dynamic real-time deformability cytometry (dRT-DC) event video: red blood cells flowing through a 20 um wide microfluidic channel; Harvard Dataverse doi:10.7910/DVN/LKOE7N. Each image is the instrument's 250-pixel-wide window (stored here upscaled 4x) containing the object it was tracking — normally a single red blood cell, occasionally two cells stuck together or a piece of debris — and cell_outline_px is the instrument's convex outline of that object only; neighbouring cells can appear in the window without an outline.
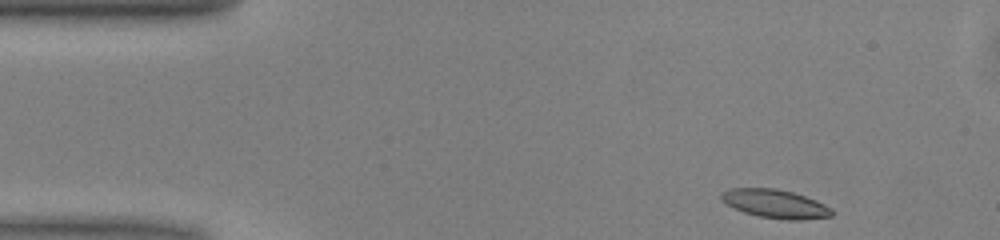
{"species": "common noctule bat (a hibernating species)", "species_latin": "Nyctalus noctula", "temperature_condition": "warm", "stored_images_in_passage": 46, "camera_frame_rate_fps": 3000, "um_per_image_px": 0.085, "animal": {"sex": "male", "body_mass_g": 13.0, "forearm_length_mm": 53.1}, "frame": {"image": 1, "passage_image": 1, "time_ms": 0.0, "image_size_px": [1000, 240], "cell_outline_px": [[832, 216], [804, 220], [784, 220], [760, 216], [744, 212], [720, 200], [720, 192], [728, 188], [776, 188], [792, 192], [816, 200], [832, 208]], "centroid_in_image_um": [65.89, 17.32], "position_along_channel_um": 19.1, "area_um2": 18.44}}
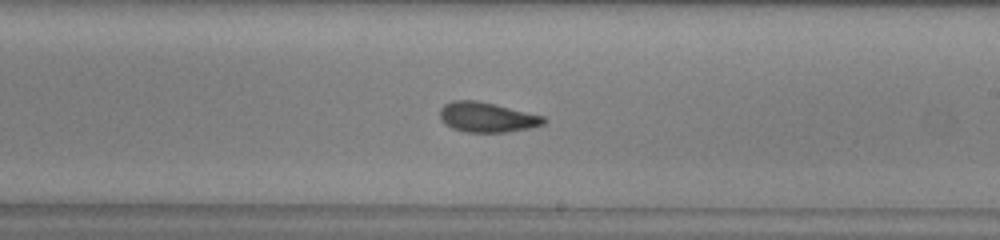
{"frame": {"image": 2, "passage_image": 24, "time_ms": 7.667, "image_size_px": [1000, 240], "cell_outline_px": [[548, 120], [544, 124], [532, 128], [504, 132], [464, 132], [452, 128], [444, 124], [440, 120], [440, 108], [444, 104], [452, 100], [480, 100], [544, 116]], "centroid_in_image_um": [41.39, 9.96], "position_along_channel_um": 247.6, "area_um2": 18.44}}
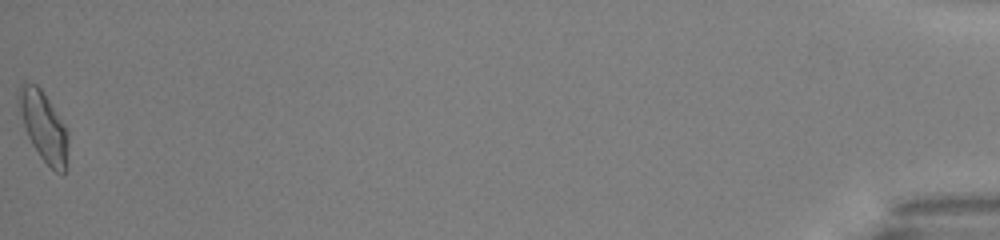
{"frame": {"image": 3, "passage_image": 46, "time_ms": 15.0, "image_size_px": [1000, 240], "cell_outline_px": [[68, 168], [64, 176], [56, 172], [40, 156], [32, 144], [24, 128], [16, 100], [16, 88], [20, 84], [36, 84], [40, 88], [64, 124], [68, 132]], "centroid_in_image_um": [3.7, 10.78], "position_along_channel_um": 431.5, "area_um2": 20.35}, "authors_computed_cell_mechanics": {"area_um2": 18.3515, "velocity_mm_per_s": 4.0157, "shape_relaxation_time_tau1_ms": 8.6798, "shape_relaxation_time_tau2_ms": 2.6248, "deformation_change_tau1": 0.2075, "deformation_change_tau2": 0.0881}}